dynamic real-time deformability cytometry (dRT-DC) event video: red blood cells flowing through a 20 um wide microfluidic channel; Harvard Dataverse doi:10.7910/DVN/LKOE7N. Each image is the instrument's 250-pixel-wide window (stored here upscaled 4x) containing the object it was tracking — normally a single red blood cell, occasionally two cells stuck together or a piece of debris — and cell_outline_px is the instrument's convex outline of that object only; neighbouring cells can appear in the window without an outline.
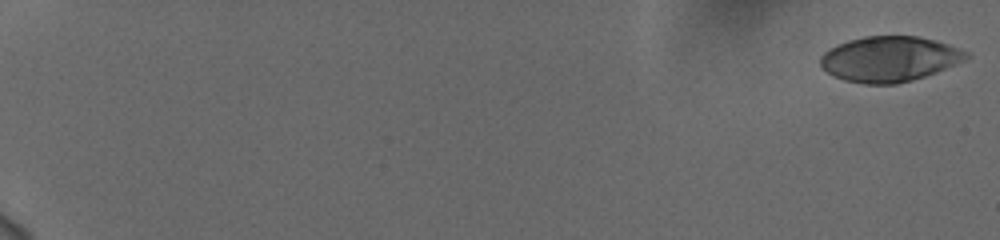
{"species": "human", "species_latin": "Homo sapiens", "temperature_condition": "cold", "stored_images_in_passage": 57, "camera_frame_rate_fps": 3000, "um_per_image_px": 0.085, "donor": {"sex": "female"}, "frame": {"image": 1, "passage_image": 1, "time_ms": 0.0, "image_size_px": [1000, 240], "cell_outline_px": [[972, 56], [964, 60], [936, 72], [912, 80], [896, 84], [864, 84], [844, 80], [832, 76], [820, 64], [820, 56], [824, 52], [836, 44], [848, 40], [864, 36], [916, 36], [948, 44], [968, 52]], "centroid_in_image_um": [75.57, 5.01], "position_along_channel_um": 9.4, "area_um2": 38.44}}
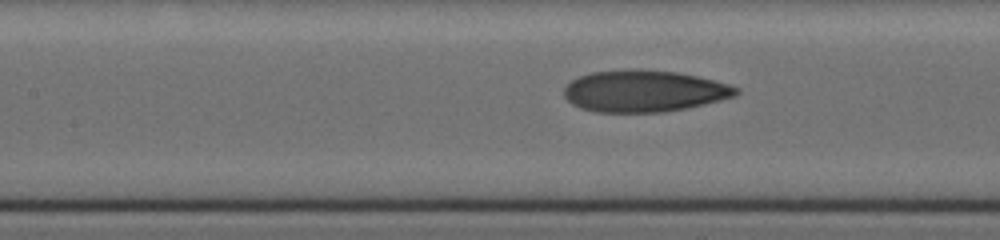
{"frame": {"image": 2, "passage_image": 30, "time_ms": 9.667, "image_size_px": [1000, 240], "cell_outline_px": [[740, 92], [736, 96], [704, 104], [664, 112], [596, 112], [580, 108], [572, 104], [564, 96], [564, 88], [572, 80], [580, 76], [592, 72], [628, 68], [636, 68], [676, 72], [696, 76], [728, 84], [740, 88]], "centroid_in_image_um": [54.74, 7.73], "position_along_channel_um": 152.7, "area_um2": 41.91}}
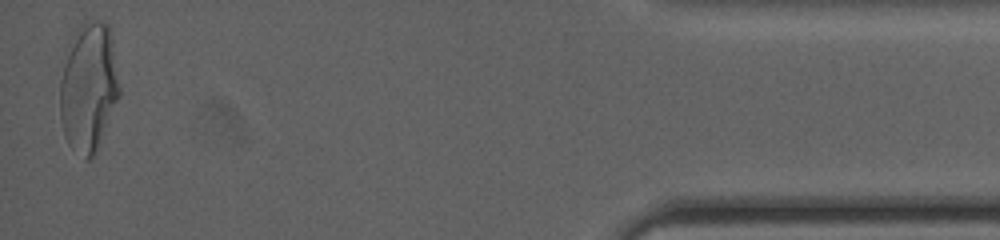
{"frame": {"image": 3, "passage_image": 57, "time_ms": 18.667, "image_size_px": [1000, 240], "cell_outline_px": [[120, 96], [96, 148], [92, 156], [88, 160], [84, 160], [68, 144], [64, 132], [60, 116], [60, 80], [72, 36], [76, 28], [80, 24], [96, 20], [104, 20], [108, 24], [112, 40], [120, 88]], "centroid_in_image_um": [7.53, 7.39], "position_along_channel_um": 427.7, "area_um2": 44.22}, "authors_computed_cell_mechanics": {"area_um2": 41.1536, "velocity_mm_per_s": 3.7659, "shape_relaxation_time_tau1_ms": 7.6444, "shape_relaxation_time_tau2_ms": 1.1661, "deformation_change_tau1": 0.2498, "deformation_change_tau2": 0.0811}}